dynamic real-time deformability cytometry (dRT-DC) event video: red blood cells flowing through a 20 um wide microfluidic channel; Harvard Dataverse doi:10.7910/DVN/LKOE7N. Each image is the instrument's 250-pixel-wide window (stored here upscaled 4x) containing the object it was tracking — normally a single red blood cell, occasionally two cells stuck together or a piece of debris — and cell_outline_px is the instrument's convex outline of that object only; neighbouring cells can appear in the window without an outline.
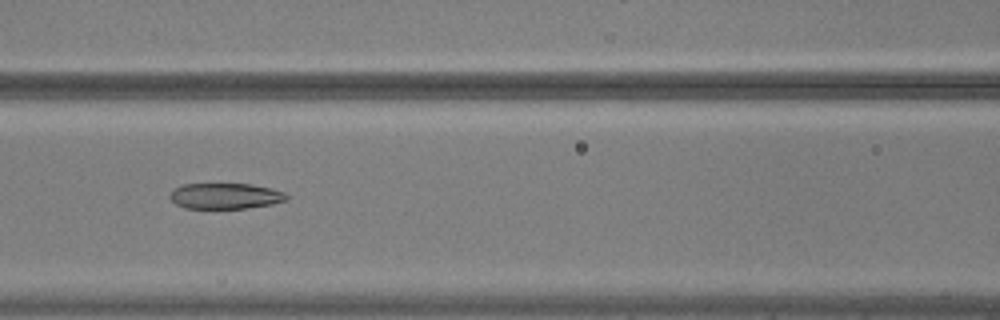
{"species": "common noctule bat (a hibernating species)", "species_latin": "Nyctalus noctula", "temperature_condition": "warm", "stored_images_in_passage": 40, "camera_frame_rate_fps": 3000, "um_per_image_px": 0.085, "animal": {"sex": "male", "body_mass_g": 20.5, "forearm_length_mm": 52.5}, "frame": {"image": 1, "passage_image": 10, "time_ms": 3.0, "image_size_px": [1000, 320], "cell_outline_px": [[288, 200], [272, 204], [248, 208], [184, 208], [176, 204], [168, 196], [176, 188], [184, 184], [252, 184], [284, 192], [288, 196]], "centroid_in_image_um": [19.16, 16.66], "position_along_channel_um": 147.4, "area_um2": 17.4}}
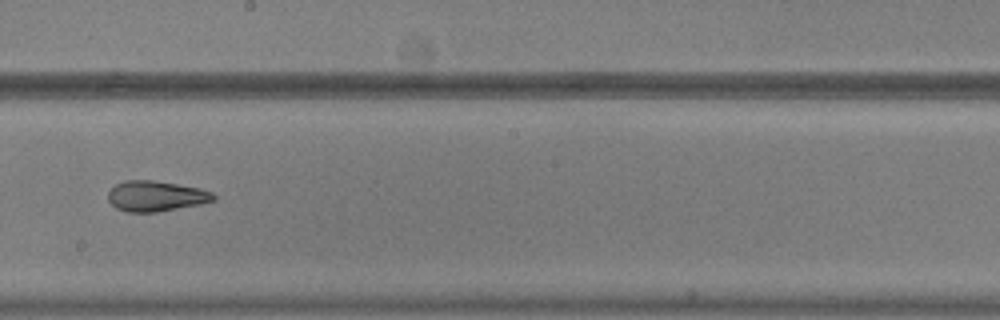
{"frame": {"image": 2, "passage_image": 17, "time_ms": 5.333, "image_size_px": [1000, 320], "cell_outline_px": [[216, 200], [200, 204], [156, 212], [128, 212], [116, 208], [108, 200], [108, 192], [116, 184], [124, 180], [152, 180], [200, 188], [212, 192], [216, 196]], "centroid_in_image_um": [13.25, 16.67], "position_along_channel_um": 235.0, "area_um2": 18.67}}
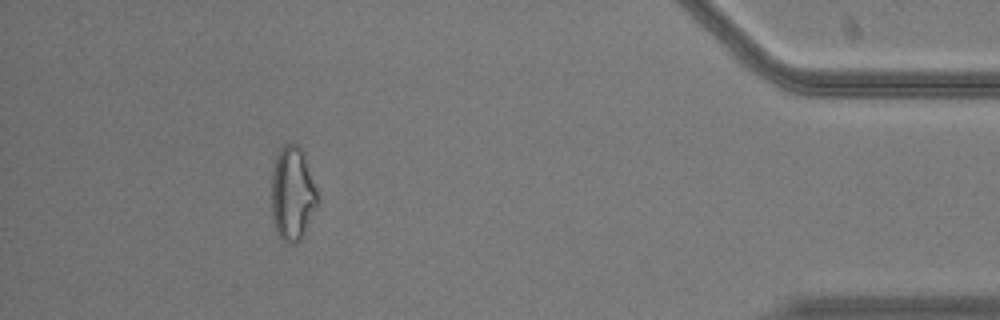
{"frame": {"image": 3, "passage_image": 35, "time_ms": 11.333, "image_size_px": [1000, 320], "cell_outline_px": [[320, 200], [300, 240], [296, 244], [288, 244], [276, 232], [272, 216], [272, 172], [276, 156], [280, 148], [284, 144], [296, 144], [304, 152], [320, 196]], "centroid_in_image_um": [24.88, 16.45], "position_along_channel_um": 410.3, "area_um2": 25.49}, "authors_computed_cell_mechanics": {"area_um2": 19.4786, "velocity_mm_per_s": 3.7609, "shape_relaxation_time_tau1_ms": 6.3048, "shape_relaxation_time_tau2_ms": 2.178, "deformation_change_tau1": 0.1874, "deformation_change_tau2": 0.0998}}